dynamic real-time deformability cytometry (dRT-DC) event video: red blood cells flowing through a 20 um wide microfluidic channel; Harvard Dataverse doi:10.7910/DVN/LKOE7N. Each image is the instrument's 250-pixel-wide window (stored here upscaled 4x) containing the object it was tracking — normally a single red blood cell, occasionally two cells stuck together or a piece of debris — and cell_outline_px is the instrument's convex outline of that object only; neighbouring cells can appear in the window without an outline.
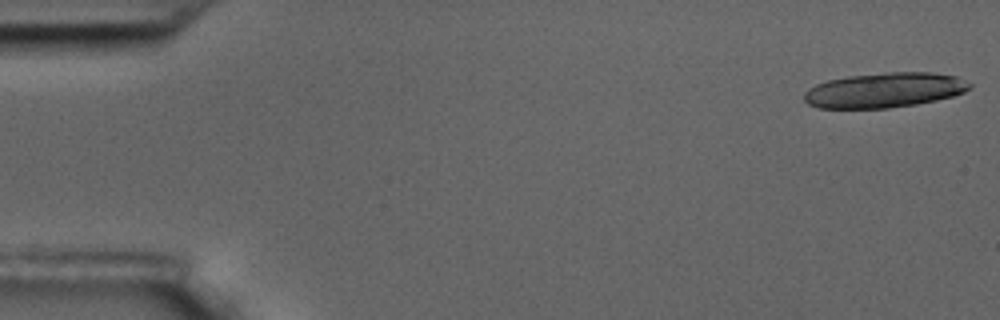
{"species": "common noctule bat (a hibernating species)", "species_latin": "Nyctalus noctula", "temperature_condition": "room temperature", "stored_images_in_passage": 20, "camera_frame_rate_fps": 3000, "um_per_image_px": 0.085, "animal": {"sex": "male", "body_mass_g": 17.5, "forearm_length_mm": 52.3}, "frame": {"image": 1, "passage_image": 1, "time_ms": 0.0, "image_size_px": [1000, 320], "cell_outline_px": [[972, 84], [964, 92], [952, 96], [936, 100], [916, 104], [888, 108], [820, 108], [808, 104], [804, 100], [804, 92], [808, 88], [816, 84], [828, 80], [848, 76], [884, 72], [932, 72], [956, 76]], "centroid_in_image_um": [75.15, 7.66], "position_along_channel_um": 9.8, "area_um2": 33.7}}